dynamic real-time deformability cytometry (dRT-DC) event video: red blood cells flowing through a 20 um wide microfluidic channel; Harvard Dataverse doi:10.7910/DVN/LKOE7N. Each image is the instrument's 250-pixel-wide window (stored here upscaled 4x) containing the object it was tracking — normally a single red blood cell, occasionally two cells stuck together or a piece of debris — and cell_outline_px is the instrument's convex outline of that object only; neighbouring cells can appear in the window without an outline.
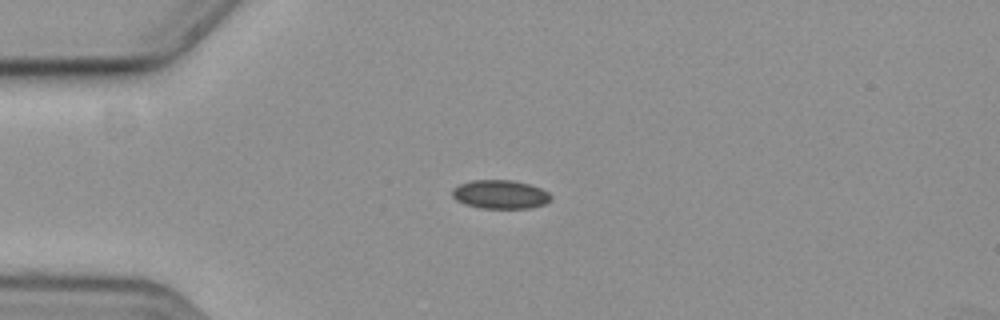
{"species": "common noctule bat (a hibernating species)", "species_latin": "Nyctalus noctula", "temperature_condition": "cold", "stored_images_in_passage": 44, "camera_frame_rate_fps": 3000, "um_per_image_px": 0.085, "animal": {"sex": "female", "body_mass_g": 19.3, "forearm_length_mm": 54.1}, "frame": {"image": 1, "passage_image": 1, "time_ms": 0.0, "image_size_px": [1000, 320], "cell_outline_px": [[552, 196], [544, 204], [532, 208], [480, 208], [464, 204], [456, 200], [452, 196], [452, 188], [460, 184], [472, 180], [512, 180], [528, 184], [540, 188], [548, 192]], "centroid_in_image_um": [42.49, 16.52], "position_along_channel_um": 42.5, "area_um2": 16.47}}
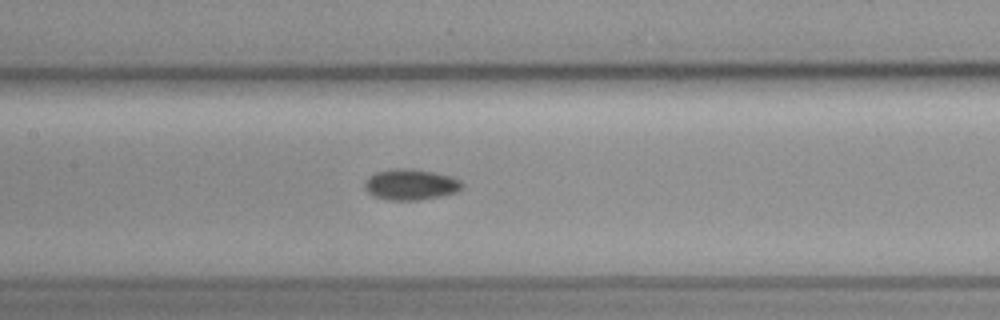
{"frame": {"image": 2, "passage_image": 14, "time_ms": 4.333, "image_size_px": [1000, 320], "cell_outline_px": [[464, 184], [456, 192], [440, 196], [420, 200], [388, 200], [372, 196], [364, 188], [364, 184], [368, 176], [376, 172], [396, 168], [408, 168], [432, 172], [448, 176], [460, 180]], "centroid_in_image_um": [34.86, 15.69], "position_along_channel_um": 172.5, "area_um2": 17.46}}
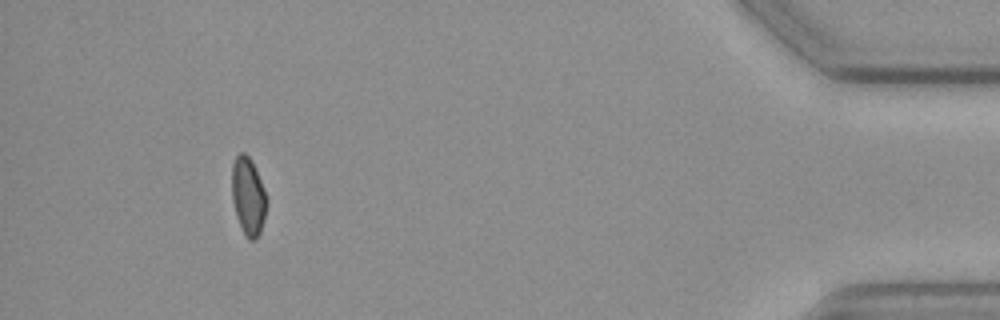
{"frame": {"image": 3, "passage_image": 40, "time_ms": 13.0, "image_size_px": [1000, 320], "cell_outline_px": [[268, 200], [264, 220], [260, 232], [256, 240], [248, 240], [244, 236], [232, 200], [232, 164], [236, 156], [240, 152], [244, 152], [252, 160]], "centroid_in_image_um": [21.1, 16.69], "position_along_channel_um": 414.1, "area_um2": 15.78}}